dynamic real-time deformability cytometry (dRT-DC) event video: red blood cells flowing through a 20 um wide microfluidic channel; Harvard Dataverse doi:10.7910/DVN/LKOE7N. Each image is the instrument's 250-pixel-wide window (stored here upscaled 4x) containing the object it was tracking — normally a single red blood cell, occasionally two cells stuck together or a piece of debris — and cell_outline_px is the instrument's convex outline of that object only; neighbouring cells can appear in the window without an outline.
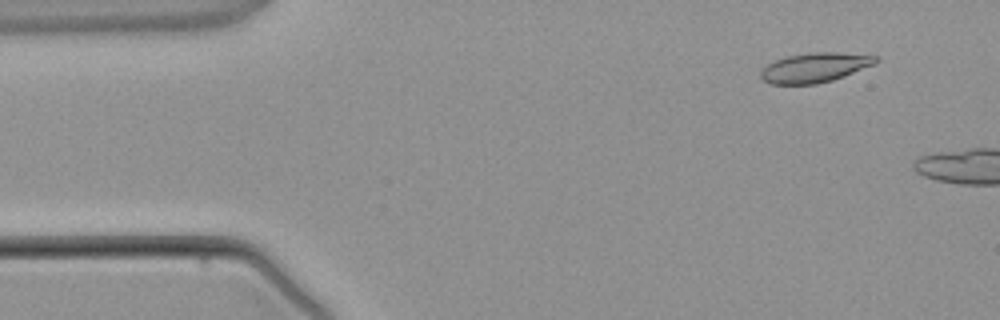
{"species": "common noctule bat (a hibernating species)", "species_latin": "Nyctalus noctula", "temperature_condition": "warm", "stored_images_in_passage": 5, "camera_frame_rate_fps": 3000, "um_per_image_px": 0.085, "animal": {"sex": "male", "body_mass_g": 21.5, "forearm_length_mm": 52.0}, "frame": {"image": 1, "passage_image": 1, "time_ms": 0.0, "image_size_px": [1000, 320], "cell_outline_px": [[880, 60], [876, 64], [844, 76], [832, 80], [816, 84], [768, 84], [760, 76], [760, 72], [768, 64], [784, 56], [808, 52], [836, 52], [880, 56]], "centroid_in_image_um": [69.29, 5.73], "position_along_channel_um": 15.7, "area_um2": 20.06}}